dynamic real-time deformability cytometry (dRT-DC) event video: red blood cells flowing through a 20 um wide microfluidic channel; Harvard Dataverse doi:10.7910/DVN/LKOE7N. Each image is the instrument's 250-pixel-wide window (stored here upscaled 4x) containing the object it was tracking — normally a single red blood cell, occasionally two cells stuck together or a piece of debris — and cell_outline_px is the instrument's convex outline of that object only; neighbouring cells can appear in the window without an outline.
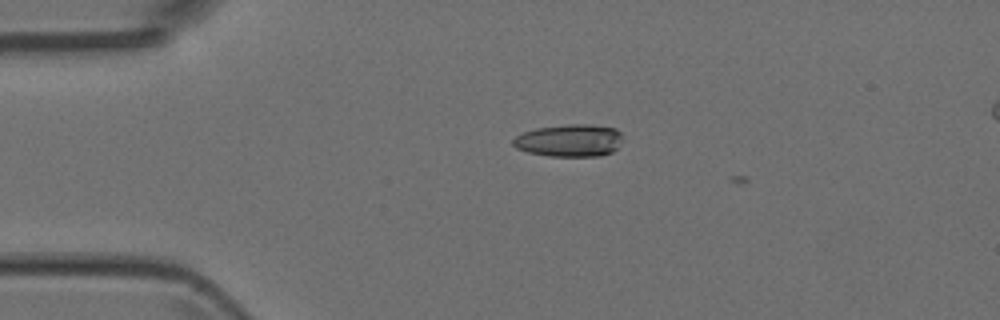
{"species": "Egyptian fruit bat (a non-hibernating species)", "species_latin": "Rousettus aegyptiacus", "temperature_condition": "room temperature", "stored_images_in_passage": 2, "camera_frame_rate_fps": 3000, "um_per_image_px": 0.085, "animal": {"sex": "female"}, "frame": {"image": 1, "passage_image": 1, "time_ms": 0.0, "image_size_px": [1000, 320], "cell_outline_px": [[624, 136], [616, 148], [612, 152], [600, 156], [548, 156], [528, 152], [516, 148], [512, 144], [512, 140], [516, 136], [524, 132], [536, 128], [568, 124], [592, 124], [616, 128]], "centroid_in_image_um": [48.42, 11.93], "position_along_channel_um": 36.6, "area_um2": 20.87}}